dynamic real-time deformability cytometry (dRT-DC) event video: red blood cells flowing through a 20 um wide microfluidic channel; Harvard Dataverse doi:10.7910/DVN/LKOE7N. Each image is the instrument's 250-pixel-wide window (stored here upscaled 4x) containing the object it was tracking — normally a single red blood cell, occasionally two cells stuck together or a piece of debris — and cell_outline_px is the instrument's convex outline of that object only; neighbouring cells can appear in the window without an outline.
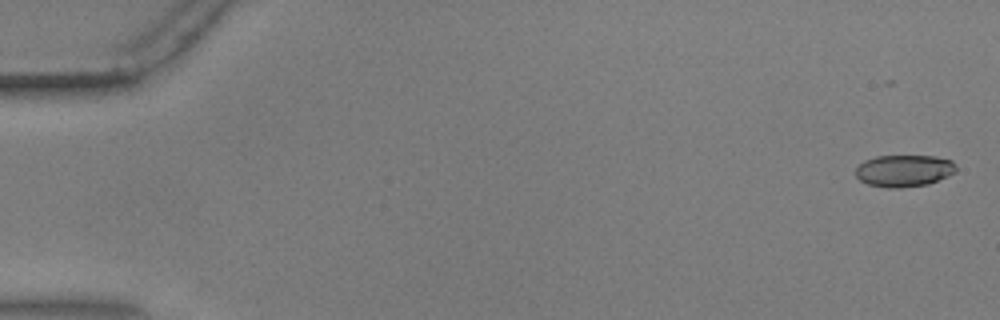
{"species": "common noctule bat (a hibernating species)", "species_latin": "Nyctalus noctula", "temperature_condition": "warm", "stored_images_in_passage": 57, "camera_frame_rate_fps": 3000, "um_per_image_px": 0.085, "animal": {"sex": "male", "body_mass_g": 17.9, "forearm_length_mm": 54.2}, "frame": {"image": 1, "passage_image": 2, "time_ms": 0.333, "image_size_px": [1000, 320], "cell_outline_px": [[956, 172], [948, 176], [928, 184], [900, 188], [888, 188], [868, 184], [860, 180], [856, 176], [856, 168], [864, 160], [876, 156], [936, 156], [952, 160], [956, 164]], "centroid_in_image_um": [76.86, 14.51], "position_along_channel_um": 8.1, "area_um2": 18.79}}
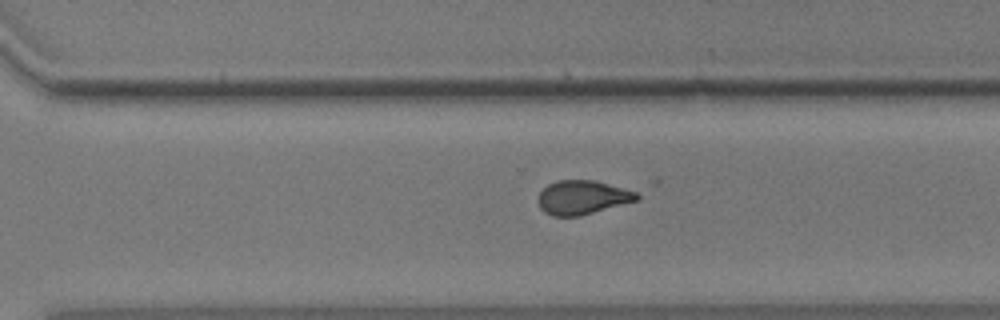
{"frame": {"image": 2, "passage_image": 40, "time_ms": 13.0, "image_size_px": [1000, 320], "cell_outline_px": [[640, 200], [580, 216], [552, 216], [544, 212], [540, 208], [536, 200], [540, 192], [548, 184], [556, 180], [596, 180], [636, 192], [640, 196]], "centroid_in_image_um": [49.49, 16.78], "position_along_channel_um": 321.1, "area_um2": 19.77}}
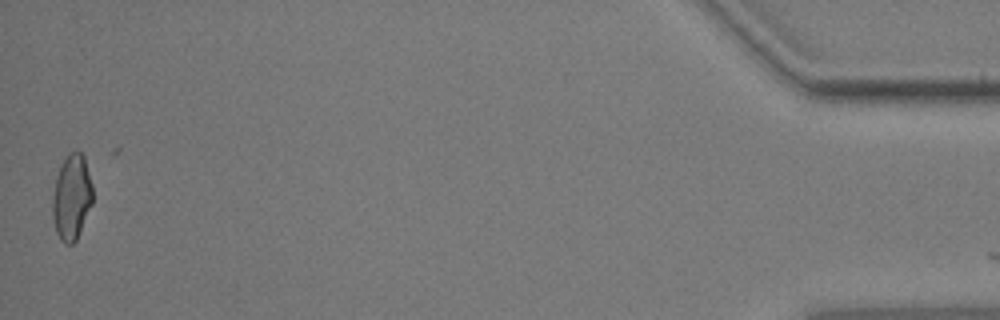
{"frame": {"image": 3, "passage_image": 56, "time_ms": 18.333, "image_size_px": [1000, 320], "cell_outline_px": [[92, 204], [76, 240], [72, 244], [64, 244], [60, 240], [56, 232], [52, 216], [52, 196], [56, 176], [68, 152], [80, 152], [84, 156], [92, 184]], "centroid_in_image_um": [6.08, 16.78], "position_along_channel_um": 429.1, "area_um2": 20.0}}